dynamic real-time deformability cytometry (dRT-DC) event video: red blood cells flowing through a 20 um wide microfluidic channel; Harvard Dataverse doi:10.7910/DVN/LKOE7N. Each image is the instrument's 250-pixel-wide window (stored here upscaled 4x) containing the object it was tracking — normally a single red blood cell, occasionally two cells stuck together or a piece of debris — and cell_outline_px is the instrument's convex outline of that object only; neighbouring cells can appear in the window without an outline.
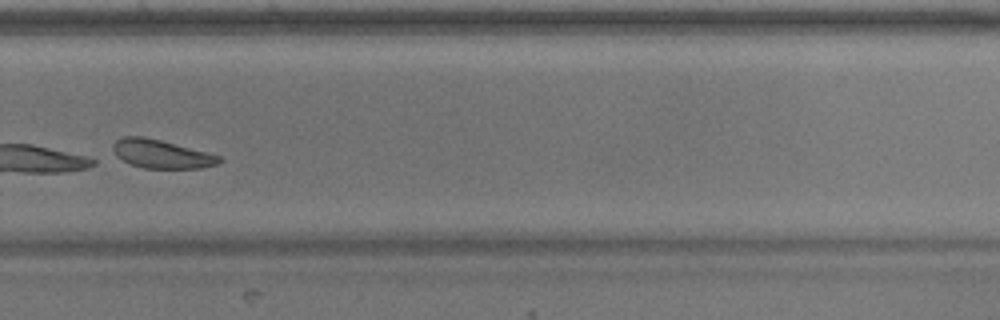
{"species": "common noctule bat (a hibernating species)", "species_latin": "Nyctalus noctula", "temperature_condition": "warm", "stored_images_in_passage": 38, "camera_frame_rate_fps": 3000, "um_per_image_px": 0.085, "animal": {"sex": "male", "body_mass_g": 17.9}, "frame": {"image": 1, "passage_image": 27, "time_ms": 8.667, "image_size_px": [1000, 320], "cell_outline_px": [[224, 160], [220, 164], [200, 168], [144, 168], [132, 164], [116, 156], [112, 152], [112, 144], [116, 140], [124, 136], [140, 136], [160, 140], [220, 156]], "centroid_in_image_um": [13.71, 13.09], "position_along_channel_um": 316.1, "area_um2": 17.51}}